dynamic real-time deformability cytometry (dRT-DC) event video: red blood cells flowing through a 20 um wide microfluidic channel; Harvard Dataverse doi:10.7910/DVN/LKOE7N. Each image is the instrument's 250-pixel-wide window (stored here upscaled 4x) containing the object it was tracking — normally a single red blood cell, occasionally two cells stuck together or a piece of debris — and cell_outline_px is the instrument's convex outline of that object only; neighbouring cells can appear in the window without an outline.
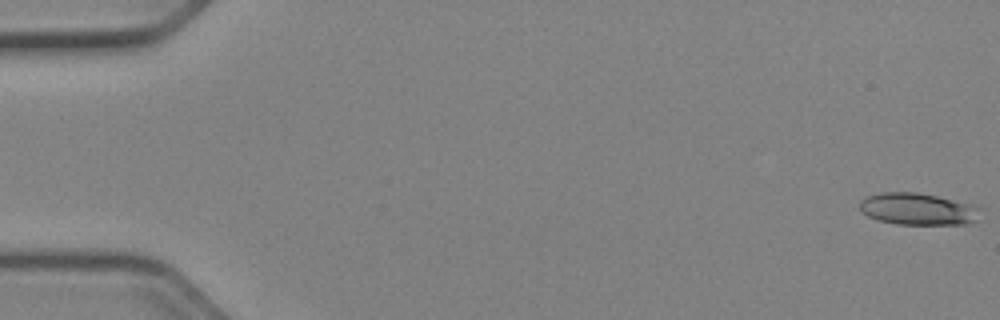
{"species": "Egyptian fruit bat (a non-hibernating species)", "species_latin": "Rousettus aegyptiacus", "temperature_condition": "cold", "stored_images_in_passage": 52, "camera_frame_rate_fps": 3000, "um_per_image_px": 0.085, "animal": {"sex": "female"}, "frame": {"image": 1, "passage_image": 1, "time_ms": 0.0, "image_size_px": [1000, 320], "cell_outline_px": [[976, 220], [968, 224], [896, 224], [876, 220], [868, 216], [860, 208], [860, 200], [864, 196], [884, 192], [916, 192], [936, 196], [964, 204], [976, 208]], "centroid_in_image_um": [77.87, 17.77], "position_along_channel_um": 7.1, "area_um2": 21.79}}
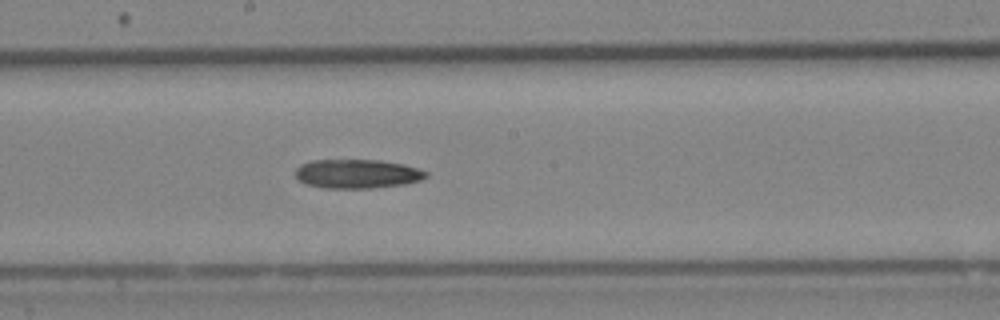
{"frame": {"image": 2, "passage_image": 29, "time_ms": 9.333, "image_size_px": [1000, 320], "cell_outline_px": [[428, 176], [420, 180], [404, 184], [372, 188], [324, 188], [304, 184], [296, 176], [296, 168], [300, 164], [312, 160], [380, 160], [404, 164], [428, 172]], "centroid_in_image_um": [30.35, 14.77], "position_along_channel_um": 217.9, "area_um2": 22.14}}
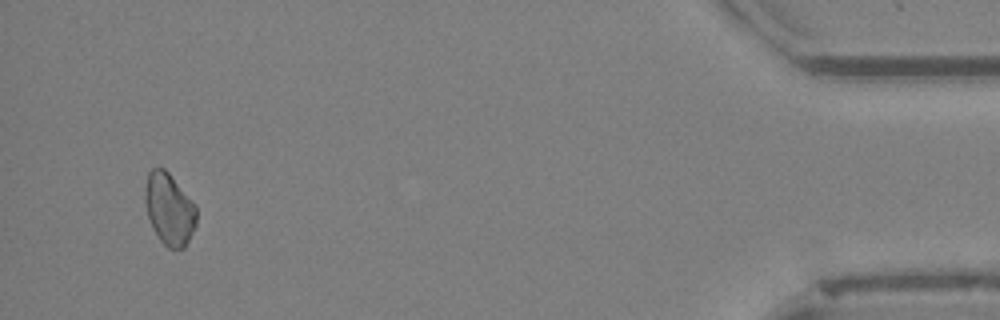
{"frame": {"image": 3, "passage_image": 50, "time_ms": 16.333, "image_size_px": [1000, 320], "cell_outline_px": [[196, 224], [184, 248], [168, 248], [160, 240], [152, 228], [148, 216], [144, 200], [144, 188], [148, 172], [152, 168], [164, 168], [168, 172], [196, 204]], "centroid_in_image_um": [14.37, 17.75], "position_along_channel_um": 420.8, "area_um2": 21.56}}